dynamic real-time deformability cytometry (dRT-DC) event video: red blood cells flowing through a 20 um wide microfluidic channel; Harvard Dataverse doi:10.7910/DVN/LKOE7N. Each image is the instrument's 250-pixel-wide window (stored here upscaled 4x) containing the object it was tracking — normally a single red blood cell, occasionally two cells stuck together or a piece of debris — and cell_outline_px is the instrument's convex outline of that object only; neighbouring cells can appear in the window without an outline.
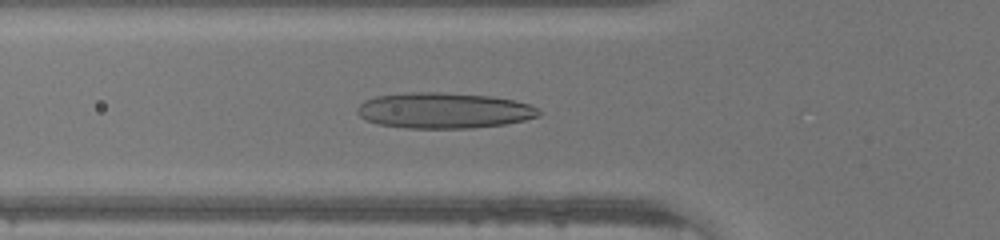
{"species": "human", "species_latin": "Homo sapiens", "temperature_condition": "warm", "stored_images_in_passage": 46, "camera_frame_rate_fps": 3000, "um_per_image_px": 0.085, "donor": {"sex": "male"}, "frame": {"image": 1, "passage_image": 16, "time_ms": 5.0, "image_size_px": [1000, 240], "cell_outline_px": [[540, 116], [524, 120], [504, 124], [472, 128], [408, 128], [380, 124], [364, 120], [356, 112], [356, 108], [364, 100], [376, 96], [412, 92], [440, 92], [492, 96], [516, 100], [540, 108]], "centroid_in_image_um": [37.74, 9.39], "position_along_channel_um": 88.1, "area_um2": 37.97}}
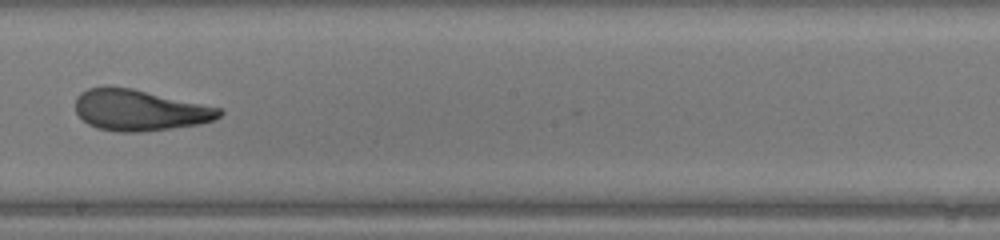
{"frame": {"image": 2, "passage_image": 26, "time_ms": 8.333, "image_size_px": [1000, 240], "cell_outline_px": [[224, 112], [220, 116], [212, 120], [200, 124], [172, 128], [140, 132], [120, 132], [96, 128], [88, 124], [76, 112], [76, 96], [80, 92], [88, 88], [132, 88], [220, 108]], "centroid_in_image_um": [11.86, 9.38], "position_along_channel_um": 236.3, "area_um2": 33.99}}
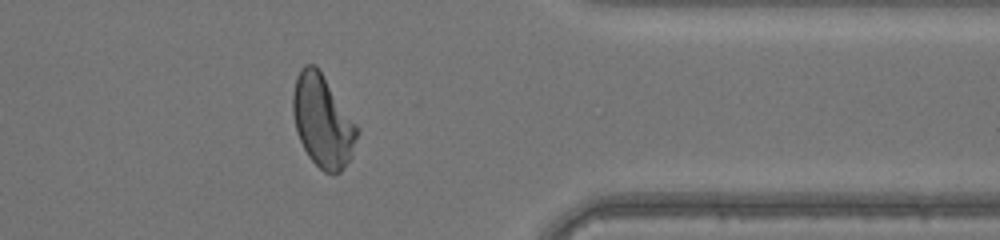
{"frame": {"image": 3, "passage_image": 37, "time_ms": 12.0, "image_size_px": [1000, 240], "cell_outline_px": [[360, 128], [352, 156], [344, 168], [340, 172], [332, 176], [324, 172], [308, 156], [296, 132], [292, 112], [292, 92], [296, 76], [300, 68], [304, 64], [316, 64]], "centroid_in_image_um": [27.43, 10.29], "position_along_channel_um": 384.0, "area_um2": 35.08}}